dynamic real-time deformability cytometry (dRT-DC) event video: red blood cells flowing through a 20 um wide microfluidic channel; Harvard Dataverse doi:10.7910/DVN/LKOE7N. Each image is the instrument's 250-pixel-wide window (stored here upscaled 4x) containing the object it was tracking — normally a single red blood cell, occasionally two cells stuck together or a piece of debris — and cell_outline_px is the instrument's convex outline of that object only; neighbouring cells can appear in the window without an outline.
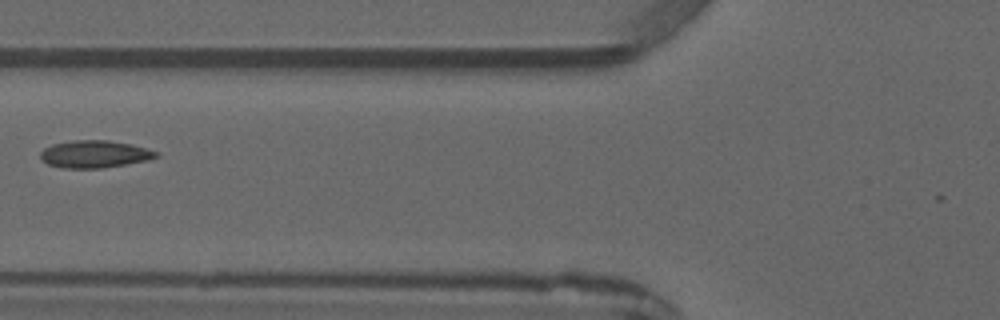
{"species": "common noctule bat (a hibernating species)", "species_latin": "Nyctalus noctula", "temperature_condition": "warm", "stored_images_in_passage": 6, "camera_frame_rate_fps": 3000, "um_per_image_px": 0.085, "animal": {"sex": "male", "forearm_length_mm": 52.5}, "frame": {"image": 1, "passage_image": 6, "time_ms": 5.667, "image_size_px": [1000, 320], "cell_outline_px": [[160, 156], [148, 160], [100, 168], [60, 168], [48, 164], [40, 156], [40, 152], [44, 148], [52, 144], [72, 140], [108, 140], [132, 144], [156, 152]], "centroid_in_image_um": [8.01, 13.09], "position_along_channel_um": 117.8, "area_um2": 18.32}}